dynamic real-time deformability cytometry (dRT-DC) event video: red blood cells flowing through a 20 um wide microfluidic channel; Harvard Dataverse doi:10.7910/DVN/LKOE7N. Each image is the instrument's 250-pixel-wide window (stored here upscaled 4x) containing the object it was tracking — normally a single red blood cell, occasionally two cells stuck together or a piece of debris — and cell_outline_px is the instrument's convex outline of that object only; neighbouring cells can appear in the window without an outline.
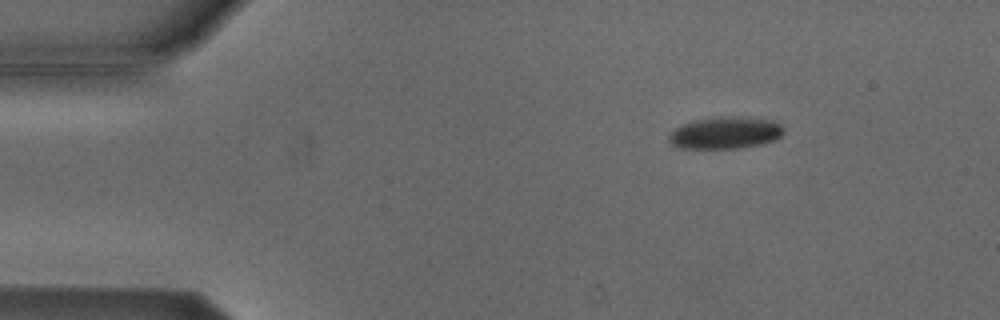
{"species": "Egyptian fruit bat (a non-hibernating species)", "species_latin": "Rousettus aegyptiacus", "temperature_condition": "cold", "stored_images_in_passage": 3, "camera_frame_rate_fps": 3000, "um_per_image_px": 0.085, "animal": {"sex": "male"}, "frame": {"image": 1, "passage_image": 1, "time_ms": 0.0, "image_size_px": [1000, 320], "cell_outline_px": [[784, 132], [780, 136], [772, 140], [760, 144], [736, 148], [680, 148], [672, 144], [668, 140], [668, 136], [676, 128], [684, 124], [696, 120], [772, 120], [780, 124], [784, 128]], "centroid_in_image_um": [61.62, 11.36], "position_along_channel_um": 23.4, "area_um2": 19.83}}